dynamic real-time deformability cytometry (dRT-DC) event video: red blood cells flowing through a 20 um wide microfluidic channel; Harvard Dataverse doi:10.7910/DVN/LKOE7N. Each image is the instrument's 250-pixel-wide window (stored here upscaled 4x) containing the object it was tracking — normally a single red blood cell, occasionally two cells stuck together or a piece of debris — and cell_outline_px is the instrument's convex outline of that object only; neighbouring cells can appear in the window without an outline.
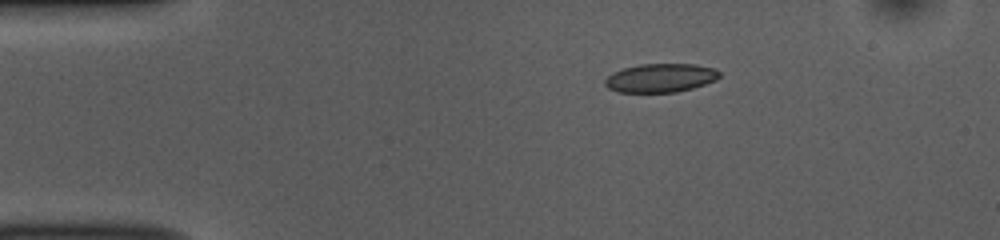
{"species": "common noctule bat (a hibernating species)", "species_latin": "Nyctalus noctula", "temperature_condition": "room temperature", "stored_images_in_passage": 44, "camera_frame_rate_fps": 3000, "um_per_image_px": 0.085, "animal": {"sex": "female", "body_mass_g": 10.0, "forearm_length_mm": 53.1}, "frame": {"image": 1, "passage_image": 1, "time_ms": 0.0, "image_size_px": [1000, 240], "cell_outline_px": [[720, 76], [716, 80], [692, 88], [676, 92], [620, 92], [608, 88], [604, 84], [604, 80], [612, 72], [624, 68], [640, 64], [696, 64], [716, 68], [720, 72]], "centroid_in_image_um": [56.16, 6.61], "position_along_channel_um": 28.8, "area_um2": 19.19}}
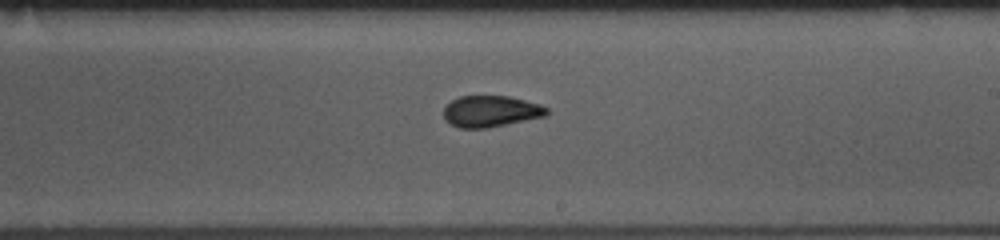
{"frame": {"image": 2, "passage_image": 22, "time_ms": 7.0, "image_size_px": [1000, 240], "cell_outline_px": [[548, 112], [544, 116], [484, 128], [460, 128], [452, 124], [444, 116], [444, 108], [452, 100], [460, 96], [508, 96], [540, 104], [548, 108]], "centroid_in_image_um": [41.71, 9.45], "position_along_channel_um": 247.3, "area_um2": 18.38}}
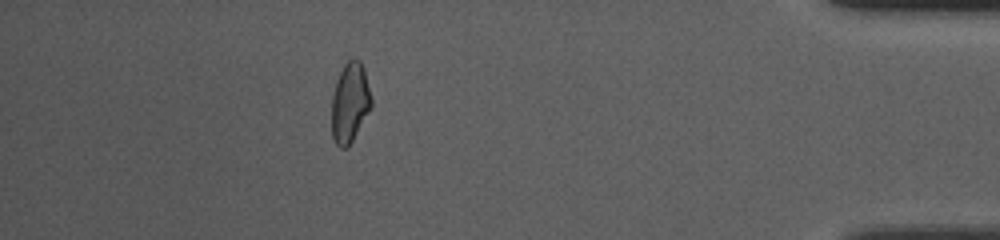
{"frame": {"image": 3, "passage_image": 38, "time_ms": 12.333, "image_size_px": [1000, 240], "cell_outline_px": [[372, 108], [352, 140], [344, 148], [340, 148], [336, 144], [332, 136], [332, 96], [336, 80], [344, 64], [348, 60], [360, 60], [364, 68], [372, 96]], "centroid_in_image_um": [29.76, 8.71], "position_along_channel_um": 405.4, "area_um2": 18.5}, "authors_computed_cell_mechanics": {"area_um2": 19.2185, "velocity_mm_per_s": 3.8602, "shape_relaxation_time_tau1_ms": 5.5136, "shape_relaxation_time_tau2_ms": 1.9072, "deformation_change_tau1": 0.12, "deformation_change_tau2": 0.0621}}